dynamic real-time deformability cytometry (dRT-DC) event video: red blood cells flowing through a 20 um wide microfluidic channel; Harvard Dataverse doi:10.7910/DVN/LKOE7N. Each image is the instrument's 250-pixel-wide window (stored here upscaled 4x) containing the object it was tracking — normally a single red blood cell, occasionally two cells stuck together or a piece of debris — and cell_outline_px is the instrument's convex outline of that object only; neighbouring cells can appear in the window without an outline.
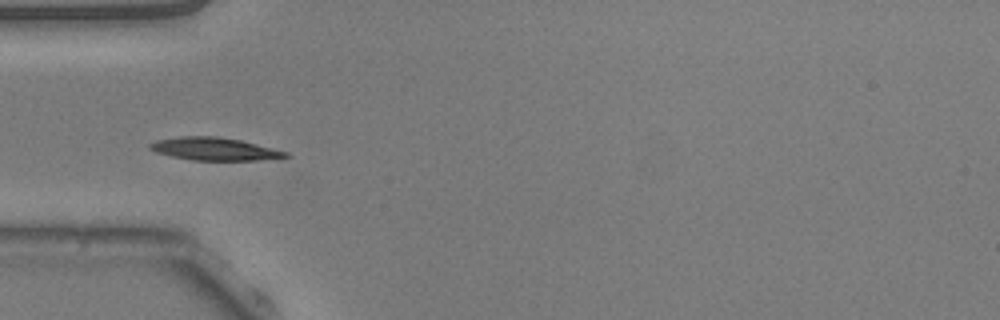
{"species": "common noctule bat (a hibernating species)", "species_latin": "Nyctalus noctula", "temperature_condition": "warm", "stored_images_in_passage": 38, "camera_frame_rate_fps": 3000, "um_per_image_px": 0.085, "animal": {"sex": "male", "body_mass_g": 20.5, "forearm_length_mm": 52.5}, "frame": {"image": 1, "passage_image": 1, "time_ms": 0.0, "image_size_px": [1000, 320], "cell_outline_px": [[292, 156], [256, 160], [192, 160], [172, 156], [156, 152], [148, 148], [148, 144], [156, 140], [180, 136], [216, 136], [240, 140], [288, 152]], "centroid_in_image_um": [18.19, 12.65], "position_along_channel_um": 66.8, "area_um2": 17.86}}
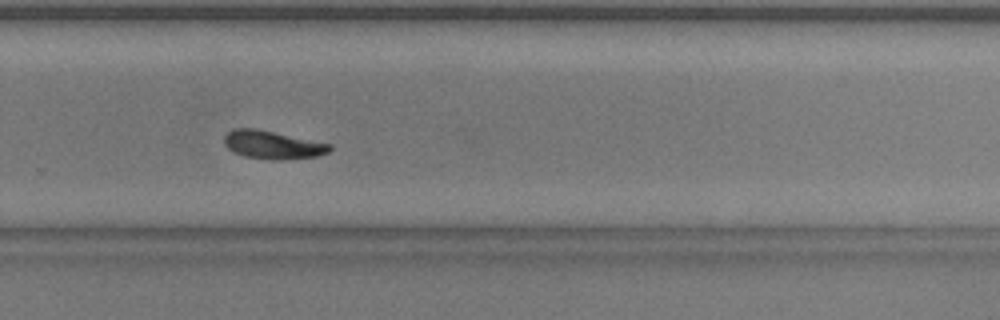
{"frame": {"image": 2, "passage_image": 20, "time_ms": 6.333, "image_size_px": [1000, 320], "cell_outline_px": [[332, 148], [328, 152], [320, 156], [280, 160], [272, 160], [244, 156], [232, 152], [224, 144], [224, 136], [232, 128], [256, 128], [332, 144]], "centroid_in_image_um": [23.17, 12.31], "position_along_channel_um": 306.6, "area_um2": 17.51}}
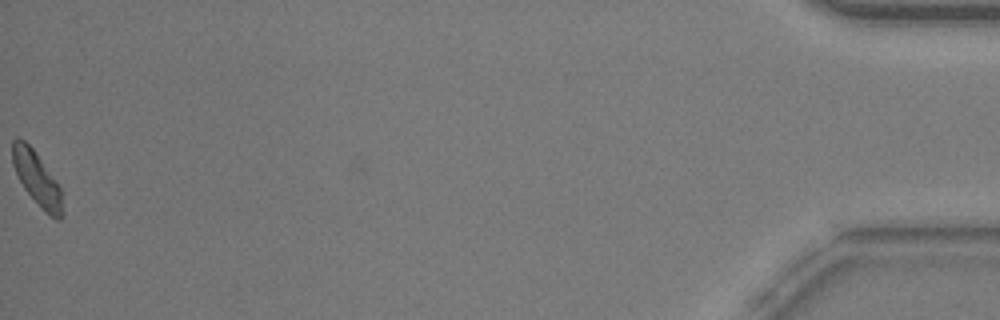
{"frame": {"image": 3, "passage_image": 38, "time_ms": 12.333, "image_size_px": [1000, 320], "cell_outline_px": [[64, 216], [60, 220], [56, 220], [48, 216], [24, 188], [12, 164], [12, 140], [16, 136], [24, 140], [36, 152], [60, 188], [64, 212]], "centroid_in_image_um": [3.15, 15.22], "position_along_channel_um": 432.1, "area_um2": 15.66}, "authors_computed_cell_mechanics": {"area_um2": 17.3111, "velocity_mm_per_s": 3.786, "shape_relaxation_time_tau1_ms": 2.7955, "shape_relaxation_time_tau2_ms": 4.8748, "deformation_change_tau1": 0.1224, "deformation_change_tau2": 0.0926}}